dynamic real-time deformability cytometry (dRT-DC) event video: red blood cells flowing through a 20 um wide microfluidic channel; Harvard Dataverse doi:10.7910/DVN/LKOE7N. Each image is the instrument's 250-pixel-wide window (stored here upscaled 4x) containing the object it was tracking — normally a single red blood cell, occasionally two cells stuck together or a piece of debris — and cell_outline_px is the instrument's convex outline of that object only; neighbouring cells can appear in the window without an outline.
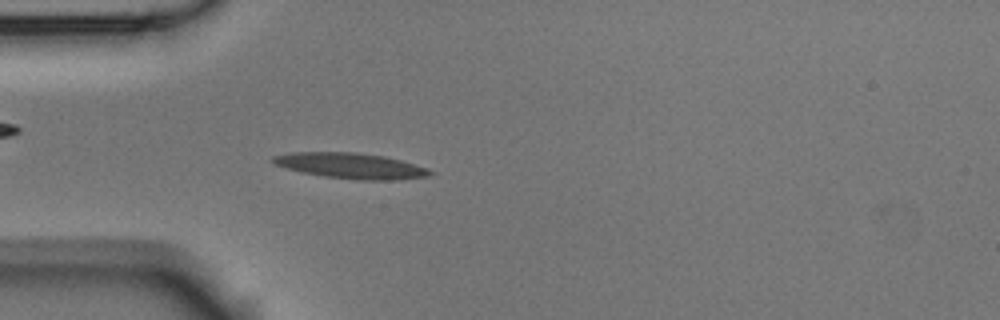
{"species": "Egyptian fruit bat (a non-hibernating species)", "species_latin": "Rousettus aegyptiacus", "temperature_condition": "room temperature", "stored_images_in_passage": 5, "camera_frame_rate_fps": 3000, "um_per_image_px": 0.085, "animal": {"sex": "male"}, "frame": {"image": 1, "passage_image": 5, "time_ms": 4.667, "image_size_px": [1000, 320], "cell_outline_px": [[436, 172], [432, 176], [396, 180], [356, 180], [324, 176], [300, 172], [276, 164], [272, 160], [272, 156], [292, 152], [352, 152], [384, 156], [400, 160], [428, 168]], "centroid_in_image_um": [29.88, 14.1], "position_along_channel_um": 55.1, "area_um2": 23.47}}